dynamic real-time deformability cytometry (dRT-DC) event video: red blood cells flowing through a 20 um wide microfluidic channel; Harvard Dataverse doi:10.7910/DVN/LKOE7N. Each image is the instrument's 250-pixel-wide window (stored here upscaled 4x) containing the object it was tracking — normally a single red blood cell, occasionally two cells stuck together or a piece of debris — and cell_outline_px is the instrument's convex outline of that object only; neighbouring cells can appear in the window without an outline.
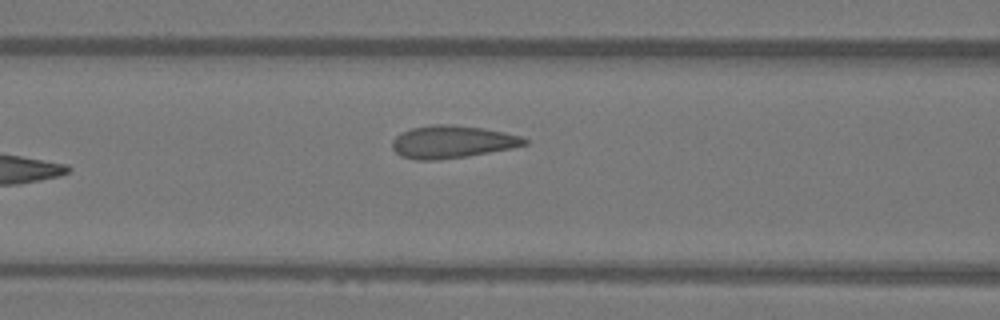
{"species": "Egyptian fruit bat (a non-hibernating species)", "species_latin": "Rousettus aegyptiacus", "temperature_condition": "warm", "stored_images_in_passage": 5, "camera_frame_rate_fps": 3000, "um_per_image_px": 0.085, "animal": {"sex": "female"}, "frame": {"image": 1, "passage_image": 5, "time_ms": 1.333, "image_size_px": [1000, 320], "cell_outline_px": [[528, 144], [512, 148], [468, 156], [436, 160], [416, 160], [400, 156], [392, 148], [392, 140], [396, 136], [412, 128], [432, 124], [452, 124], [484, 128], [504, 132], [520, 136], [528, 140]], "centroid_in_image_um": [38.43, 12.06], "position_along_channel_um": 128.2, "area_um2": 25.14}}